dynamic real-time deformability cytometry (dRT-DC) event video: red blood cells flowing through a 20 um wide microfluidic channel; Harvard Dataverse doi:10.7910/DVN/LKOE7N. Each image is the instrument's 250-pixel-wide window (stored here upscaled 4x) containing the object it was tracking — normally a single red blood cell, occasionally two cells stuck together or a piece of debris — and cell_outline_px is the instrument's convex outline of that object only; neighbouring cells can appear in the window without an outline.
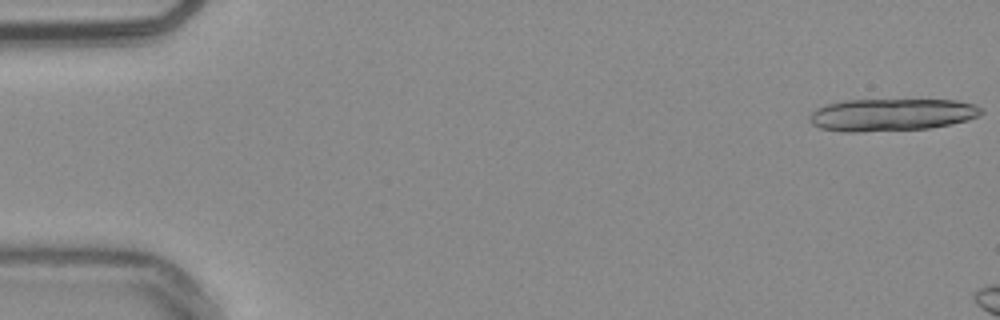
{"species": "common noctule bat (a hibernating species)", "species_latin": "Nyctalus noctula", "temperature_condition": "warm", "stored_images_in_passage": 7, "camera_frame_rate_fps": 3000, "um_per_image_px": 0.085, "animal": {"sex": "male", "body_mass_g": 20.4}, "frame": {"image": 1, "passage_image": 1, "time_ms": 0.0, "image_size_px": [1000, 320], "cell_outline_px": [[984, 112], [980, 116], [968, 120], [932, 128], [860, 132], [844, 132], [820, 128], [812, 124], [808, 120], [808, 116], [816, 108], [828, 104], [844, 100], [956, 100], [972, 104], [984, 108]], "centroid_in_image_um": [75.79, 9.76], "position_along_channel_um": 9.2, "area_um2": 32.66}}